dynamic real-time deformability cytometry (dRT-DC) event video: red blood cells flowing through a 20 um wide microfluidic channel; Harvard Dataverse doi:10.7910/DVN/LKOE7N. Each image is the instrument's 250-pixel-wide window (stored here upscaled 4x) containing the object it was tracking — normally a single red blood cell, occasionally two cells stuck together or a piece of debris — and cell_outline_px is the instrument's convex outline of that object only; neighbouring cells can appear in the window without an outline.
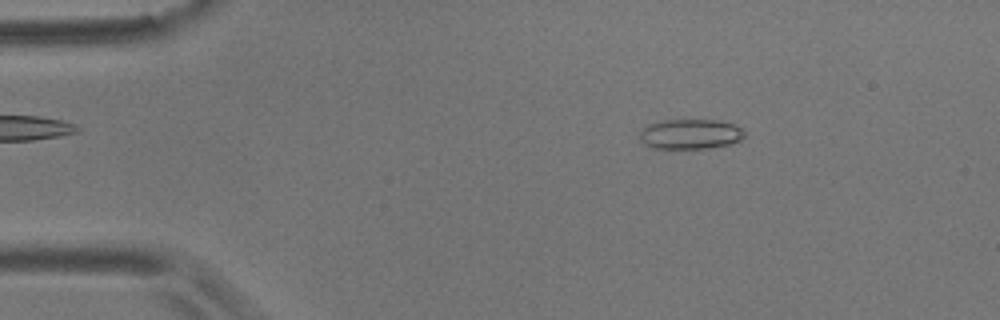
{"species": "common noctule bat (a hibernating species)", "species_latin": "Nyctalus noctula", "temperature_condition": "room temperature", "stored_images_in_passage": 56, "camera_frame_rate_fps": 3000, "um_per_image_px": 0.085, "animal": {"sex": "male", "body_mass_g": 17.9}, "frame": {"image": 1, "passage_image": 9, "time_ms": 2.667, "image_size_px": [1000, 320], "cell_outline_px": [[744, 136], [740, 140], [728, 144], [708, 148], [652, 148], [644, 144], [640, 140], [640, 128], [644, 124], [656, 120], [720, 120], [744, 128]], "centroid_in_image_um": [58.61, 11.37], "position_along_channel_um": 26.4, "area_um2": 18.61}}
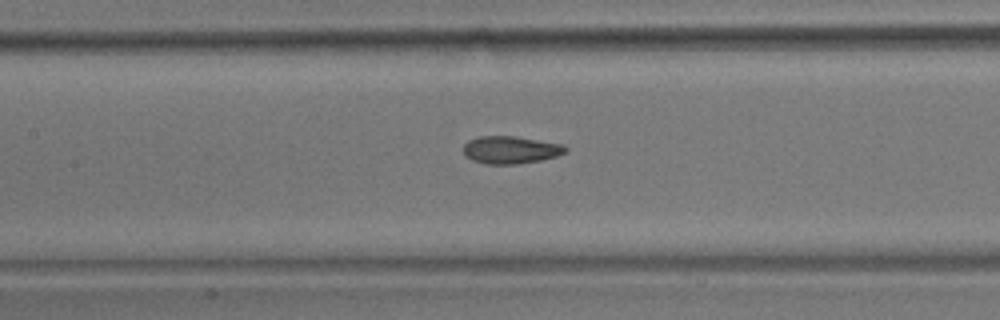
{"frame": {"image": 2, "passage_image": 26, "time_ms": 8.333, "image_size_px": [1000, 320], "cell_outline_px": [[568, 148], [564, 152], [556, 156], [540, 160], [516, 164], [484, 164], [472, 160], [464, 156], [464, 144], [468, 140], [480, 136], [516, 136], [564, 144]], "centroid_in_image_um": [43.38, 12.73], "position_along_channel_um": 164.0, "area_um2": 16.47}}
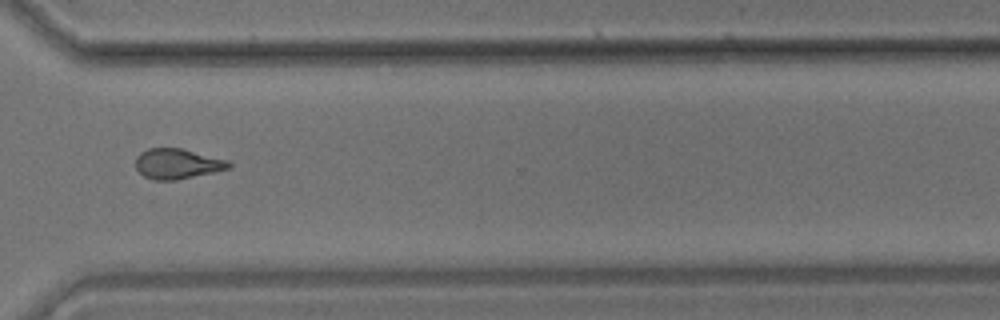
{"frame": {"image": 3, "passage_image": 42, "time_ms": 13.667, "image_size_px": [1000, 320], "cell_outline_px": [[232, 164], [228, 168], [212, 172], [176, 180], [152, 180], [144, 176], [136, 168], [136, 156], [140, 152], [148, 148], [180, 148], [228, 160]], "centroid_in_image_um": [15.03, 13.92], "position_along_channel_um": 355.6, "area_um2": 16.24}, "authors_computed_cell_mechanics": {"area_um2": 16.5886, "velocity_mm_per_s": 3.6027, "shape_relaxation_time_tau1_ms": 8.1793, "shape_relaxation_time_tau2_ms": 2.5728, "deformation_change_tau1": 0.1654, "deformation_change_tau2": 0.1081}}